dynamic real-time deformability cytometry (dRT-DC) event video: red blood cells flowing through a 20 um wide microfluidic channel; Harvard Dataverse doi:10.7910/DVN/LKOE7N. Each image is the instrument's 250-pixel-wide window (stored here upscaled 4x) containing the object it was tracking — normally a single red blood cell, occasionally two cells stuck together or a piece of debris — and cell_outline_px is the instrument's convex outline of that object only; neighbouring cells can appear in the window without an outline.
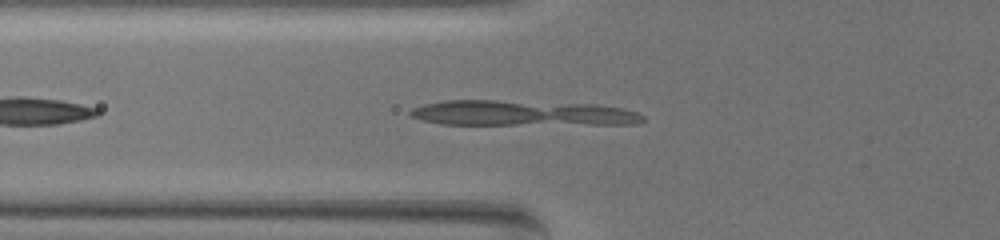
{"species": "common noctule bat (a hibernating species)", "species_latin": "Nyctalus noctula", "temperature_condition": "warm", "stored_images_in_passage": 37, "camera_frame_rate_fps": 3000, "um_per_image_px": 0.085, "animal": {"sex": "female", "body_mass_g": 19.5, "forearm_length_mm": 54.1}, "frame": {"image": 1, "passage_image": 6, "time_ms": 1.667, "image_size_px": [1000, 240], "cell_outline_px": [[644, 120], [640, 124], [440, 124], [424, 120], [412, 116], [408, 112], [412, 108], [424, 104], [444, 100], [496, 100], [596, 104], [620, 108], [636, 112], [644, 116]], "centroid_in_image_um": [44.39, 9.61], "position_along_channel_um": 81.4, "area_um2": 34.28}}